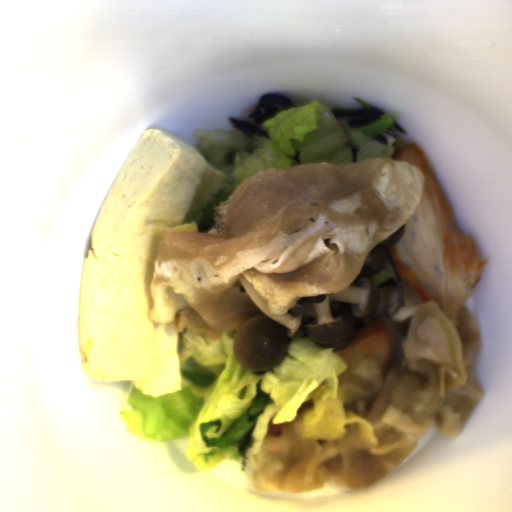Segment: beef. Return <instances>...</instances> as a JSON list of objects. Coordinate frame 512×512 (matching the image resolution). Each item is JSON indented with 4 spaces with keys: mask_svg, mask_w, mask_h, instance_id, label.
Masks as SVG:
<instances>
[{
    "mask_svg": "<svg viewBox=\"0 0 512 512\" xmlns=\"http://www.w3.org/2000/svg\"><path fill=\"white\" fill-rule=\"evenodd\" d=\"M425 184L421 169L390 158L262 169L215 207L207 232L162 231L148 316L216 340L263 315L241 275L278 315L344 291L408 222Z\"/></svg>",
    "mask_w": 512,
    "mask_h": 512,
    "instance_id": "33117281",
    "label": "beef"
},
{
    "mask_svg": "<svg viewBox=\"0 0 512 512\" xmlns=\"http://www.w3.org/2000/svg\"><path fill=\"white\" fill-rule=\"evenodd\" d=\"M402 305L390 314L401 355L386 374L366 357H347L337 394L347 412L367 418L377 442L361 423L342 437L318 441L302 419L266 434L253 459L252 487L269 494H302L329 485L360 490L391 473L429 429L456 437L486 390L473 375L482 346L480 317L463 304L455 325L435 301L424 302L398 274Z\"/></svg>",
    "mask_w": 512,
    "mask_h": 512,
    "instance_id": "835553da",
    "label": "beef"
}]
</instances>
